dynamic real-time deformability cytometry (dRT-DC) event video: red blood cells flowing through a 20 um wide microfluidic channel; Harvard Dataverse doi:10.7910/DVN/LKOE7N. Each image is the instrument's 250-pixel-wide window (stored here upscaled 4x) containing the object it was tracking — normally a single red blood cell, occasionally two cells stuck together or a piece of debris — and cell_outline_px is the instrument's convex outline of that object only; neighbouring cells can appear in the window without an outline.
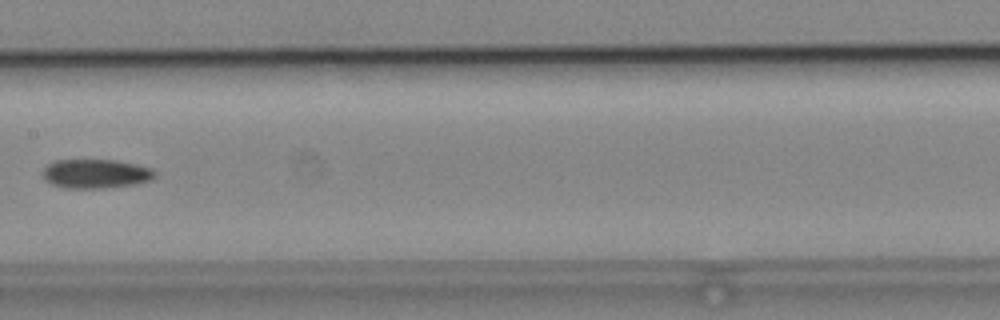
{"species": "common noctule bat (a hibernating species)", "species_latin": "Nyctalus noctula", "temperature_condition": "cold", "stored_images_in_passage": 9, "camera_frame_rate_fps": 3000, "um_per_image_px": 0.085, "animal": {"sex": "male", "body_mass_g": 19.2, "forearm_length_mm": 51.8}, "frame": {"image": 1, "passage_image": 8, "time_ms": 2.333, "image_size_px": [1000, 320], "cell_outline_px": [[156, 176], [152, 180], [136, 184], [104, 188], [68, 188], [52, 184], [44, 180], [44, 168], [48, 164], [56, 160], [116, 160], [136, 164], [152, 168], [156, 172]], "centroid_in_image_um": [8.19, 14.77], "position_along_channel_um": 199.2, "area_um2": 19.07}}
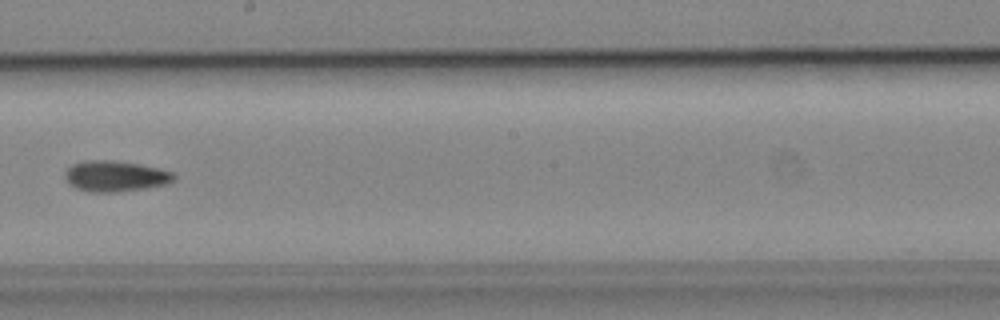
{"frame": {"image": 2, "passage_image": 9, "time_ms": 2.667, "image_size_px": [1000, 320], "cell_outline_px": [[176, 180], [168, 184], [144, 188], [112, 192], [92, 192], [76, 188], [64, 176], [64, 172], [72, 164], [84, 160], [112, 160], [140, 164], [160, 168], [172, 172], [176, 176]], "centroid_in_image_um": [9.84, 14.96], "position_along_channel_um": 238.4, "area_um2": 19.54}}